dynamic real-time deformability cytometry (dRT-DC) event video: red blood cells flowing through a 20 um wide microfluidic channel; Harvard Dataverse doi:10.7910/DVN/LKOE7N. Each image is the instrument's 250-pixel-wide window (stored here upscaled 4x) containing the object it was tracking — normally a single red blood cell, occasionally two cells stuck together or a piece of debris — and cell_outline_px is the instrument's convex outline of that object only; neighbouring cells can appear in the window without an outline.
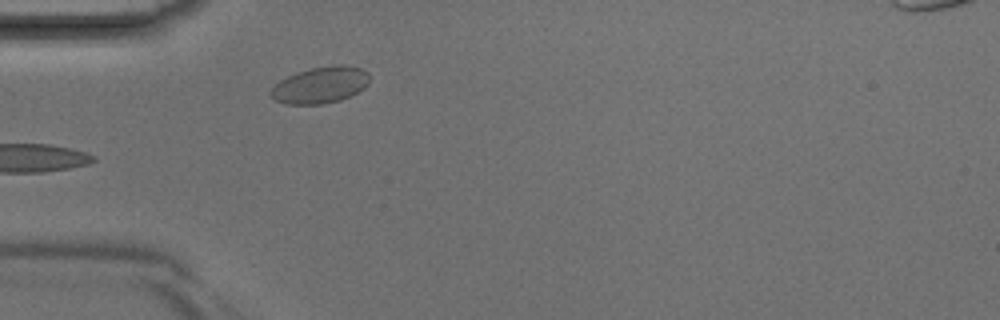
{"species": "Egyptian fruit bat (a non-hibernating species)", "species_latin": "Rousettus aegyptiacus", "temperature_condition": "room temperature", "stored_images_in_passage": 4, "camera_frame_rate_fps": 3000, "um_per_image_px": 0.085, "animal": {"sex": "male"}, "frame": {"image": 1, "passage_image": 4, "time_ms": 1.0, "image_size_px": [1000, 320], "cell_outline_px": [[368, 84], [364, 88], [352, 96], [340, 100], [320, 104], [284, 104], [272, 100], [268, 92], [280, 80], [288, 76], [312, 68], [336, 64], [348, 64], [360, 68], [368, 72]], "centroid_in_image_um": [27.23, 7.23], "position_along_channel_um": 57.8, "area_um2": 21.15}}